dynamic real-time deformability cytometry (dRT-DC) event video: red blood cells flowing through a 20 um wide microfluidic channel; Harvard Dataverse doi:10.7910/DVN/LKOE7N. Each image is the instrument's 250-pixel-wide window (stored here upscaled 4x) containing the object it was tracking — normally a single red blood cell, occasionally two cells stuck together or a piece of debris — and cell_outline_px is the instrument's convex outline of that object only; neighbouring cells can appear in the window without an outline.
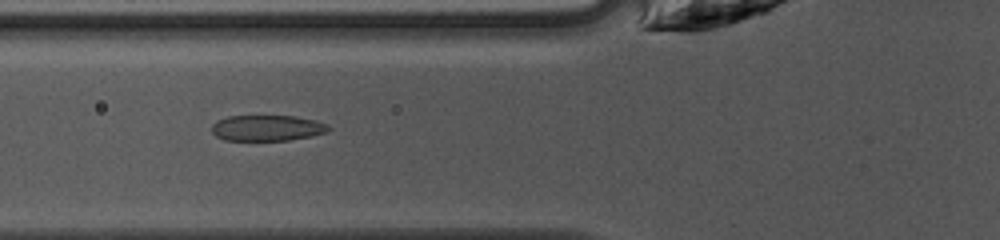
{"species": "common noctule bat (a hibernating species)", "species_latin": "Nyctalus noctula", "temperature_condition": "warm", "stored_images_in_passage": 8, "camera_frame_rate_fps": 3000, "um_per_image_px": 0.085, "animal": {"sex": "female", "body_mass_g": 10.0, "forearm_length_mm": 53.1}, "frame": {"image": 1, "passage_image": 6, "time_ms": 1.667, "image_size_px": [1000, 240], "cell_outline_px": [[332, 128], [328, 132], [288, 140], [224, 140], [216, 136], [212, 132], [212, 124], [216, 120], [228, 116], [292, 116], [316, 120], [328, 124]], "centroid_in_image_um": [22.7, 10.87], "position_along_channel_um": 103.1, "area_um2": 17.57}}